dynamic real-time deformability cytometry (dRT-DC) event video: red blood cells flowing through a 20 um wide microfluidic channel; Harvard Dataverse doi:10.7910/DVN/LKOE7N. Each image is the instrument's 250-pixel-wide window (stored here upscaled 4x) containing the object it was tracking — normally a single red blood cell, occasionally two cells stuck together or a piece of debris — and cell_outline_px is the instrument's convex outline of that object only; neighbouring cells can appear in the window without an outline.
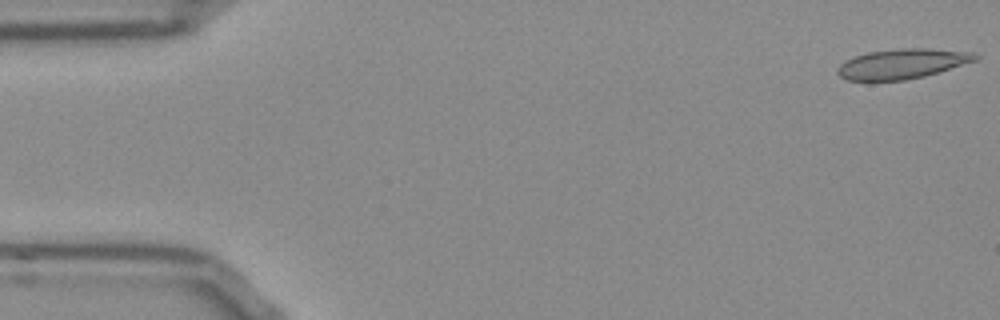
{"species": "Egyptian fruit bat (a non-hibernating species)", "species_latin": "Rousettus aegyptiacus", "temperature_condition": "room temperature", "stored_images_in_passage": 53, "camera_frame_rate_fps": 3000, "um_per_image_px": 0.085, "frame": {"image": 1, "passage_image": 1, "time_ms": 0.0, "image_size_px": [1000, 320], "cell_outline_px": [[980, 56], [976, 60], [924, 76], [904, 80], [848, 80], [840, 76], [836, 72], [836, 68], [844, 60], [852, 56], [868, 52], [900, 48], [928, 48], [972, 52]], "centroid_in_image_um": [76.64, 5.41], "position_along_channel_um": 8.4, "area_um2": 23.93}}
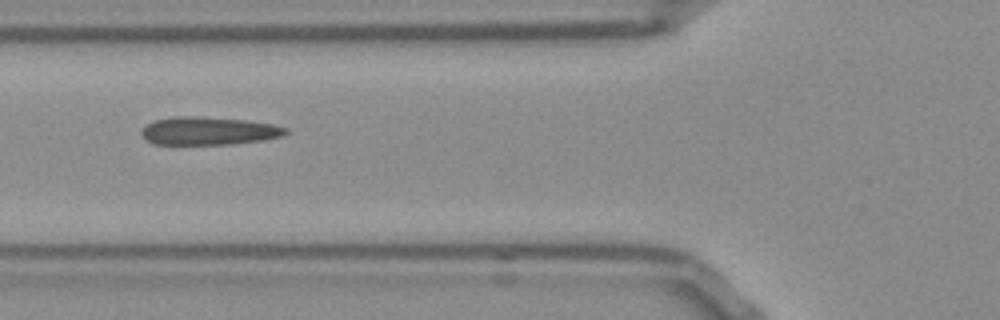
{"frame": {"image": 2, "passage_image": 19, "time_ms": 6.0, "image_size_px": [1000, 320], "cell_outline_px": [[288, 132], [280, 136], [264, 140], [232, 144], [152, 144], [144, 140], [140, 132], [152, 120], [176, 116], [200, 116], [244, 120], [272, 124], [288, 128]], "centroid_in_image_um": [17.69, 11.13], "position_along_channel_um": 108.1, "area_um2": 23.64}}
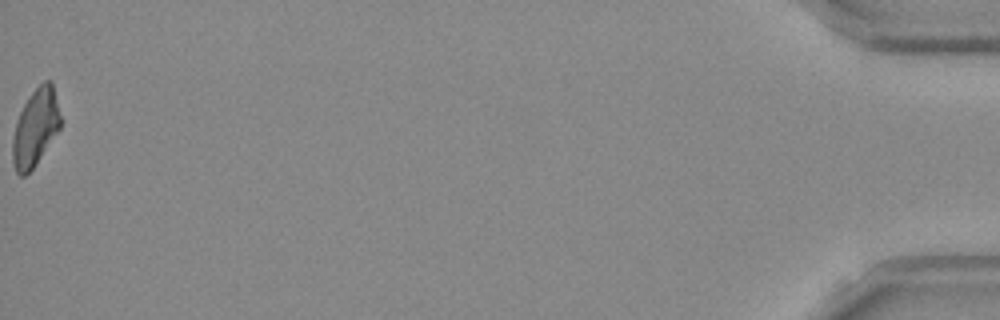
{"frame": {"image": 3, "passage_image": 53, "time_ms": 17.333, "image_size_px": [1000, 320], "cell_outline_px": [[60, 128], [36, 164], [24, 176], [20, 176], [16, 172], [12, 164], [12, 140], [16, 120], [28, 96], [44, 80], [52, 80], [60, 116]], "centroid_in_image_um": [2.99, 10.85], "position_along_channel_um": 432.2, "area_um2": 21.44}, "authors_computed_cell_mechanics": {"area_um2": 23.5246, "velocity_mm_per_s": 3.7927, "shape_relaxation_time_tau1_ms": null, "shape_relaxation_time_tau2_ms": 3.4191, "deformation_change_tau1": null, "deformation_change_tau2": 0.1096}}